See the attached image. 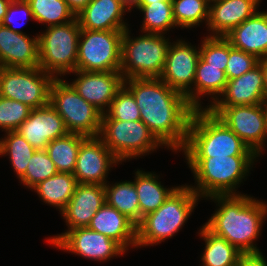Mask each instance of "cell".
Segmentation results:
<instances>
[{
	"label": "cell",
	"instance_id": "cell-40",
	"mask_svg": "<svg viewBox=\"0 0 267 266\" xmlns=\"http://www.w3.org/2000/svg\"><path fill=\"white\" fill-rule=\"evenodd\" d=\"M20 12L26 18L34 20L30 5L26 0H12L11 3L9 4L8 8H7V12H6L4 20L2 22V25L5 27H8L10 30H12L14 32L23 33L22 31H20L16 27H14V25H16V24H14V22H16V20H17L16 19L17 17H15V15L17 16L16 13L20 14Z\"/></svg>",
	"mask_w": 267,
	"mask_h": 266
},
{
	"label": "cell",
	"instance_id": "cell-46",
	"mask_svg": "<svg viewBox=\"0 0 267 266\" xmlns=\"http://www.w3.org/2000/svg\"><path fill=\"white\" fill-rule=\"evenodd\" d=\"M162 0H139L138 5H147L153 2H158Z\"/></svg>",
	"mask_w": 267,
	"mask_h": 266
},
{
	"label": "cell",
	"instance_id": "cell-45",
	"mask_svg": "<svg viewBox=\"0 0 267 266\" xmlns=\"http://www.w3.org/2000/svg\"><path fill=\"white\" fill-rule=\"evenodd\" d=\"M129 11L132 8H136L139 0H119ZM134 6V7H133Z\"/></svg>",
	"mask_w": 267,
	"mask_h": 266
},
{
	"label": "cell",
	"instance_id": "cell-17",
	"mask_svg": "<svg viewBox=\"0 0 267 266\" xmlns=\"http://www.w3.org/2000/svg\"><path fill=\"white\" fill-rule=\"evenodd\" d=\"M35 149H46L50 141L68 134L63 118L49 104L32 109L16 130Z\"/></svg>",
	"mask_w": 267,
	"mask_h": 266
},
{
	"label": "cell",
	"instance_id": "cell-15",
	"mask_svg": "<svg viewBox=\"0 0 267 266\" xmlns=\"http://www.w3.org/2000/svg\"><path fill=\"white\" fill-rule=\"evenodd\" d=\"M118 163L99 137H87L80 144L73 175L79 184L105 185L110 168Z\"/></svg>",
	"mask_w": 267,
	"mask_h": 266
},
{
	"label": "cell",
	"instance_id": "cell-47",
	"mask_svg": "<svg viewBox=\"0 0 267 266\" xmlns=\"http://www.w3.org/2000/svg\"><path fill=\"white\" fill-rule=\"evenodd\" d=\"M265 108H266V112H267V102H265Z\"/></svg>",
	"mask_w": 267,
	"mask_h": 266
},
{
	"label": "cell",
	"instance_id": "cell-30",
	"mask_svg": "<svg viewBox=\"0 0 267 266\" xmlns=\"http://www.w3.org/2000/svg\"><path fill=\"white\" fill-rule=\"evenodd\" d=\"M86 138L79 134L68 133L64 137L49 142L45 150L58 172H74L80 144Z\"/></svg>",
	"mask_w": 267,
	"mask_h": 266
},
{
	"label": "cell",
	"instance_id": "cell-25",
	"mask_svg": "<svg viewBox=\"0 0 267 266\" xmlns=\"http://www.w3.org/2000/svg\"><path fill=\"white\" fill-rule=\"evenodd\" d=\"M227 81L223 67L209 66L208 63L199 58L192 88V107L195 110L208 109L222 95ZM203 95H211L212 101L210 100L211 103L207 108H203L199 102Z\"/></svg>",
	"mask_w": 267,
	"mask_h": 266
},
{
	"label": "cell",
	"instance_id": "cell-29",
	"mask_svg": "<svg viewBox=\"0 0 267 266\" xmlns=\"http://www.w3.org/2000/svg\"><path fill=\"white\" fill-rule=\"evenodd\" d=\"M106 203L130 219L136 226L141 221L139 200L134 182L123 181L104 185Z\"/></svg>",
	"mask_w": 267,
	"mask_h": 266
},
{
	"label": "cell",
	"instance_id": "cell-19",
	"mask_svg": "<svg viewBox=\"0 0 267 266\" xmlns=\"http://www.w3.org/2000/svg\"><path fill=\"white\" fill-rule=\"evenodd\" d=\"M262 0H214L210 2L208 36L224 37L233 28L253 16Z\"/></svg>",
	"mask_w": 267,
	"mask_h": 266
},
{
	"label": "cell",
	"instance_id": "cell-34",
	"mask_svg": "<svg viewBox=\"0 0 267 266\" xmlns=\"http://www.w3.org/2000/svg\"><path fill=\"white\" fill-rule=\"evenodd\" d=\"M210 2L208 0H172L173 18L177 27L194 28L205 21L207 25Z\"/></svg>",
	"mask_w": 267,
	"mask_h": 266
},
{
	"label": "cell",
	"instance_id": "cell-24",
	"mask_svg": "<svg viewBox=\"0 0 267 266\" xmlns=\"http://www.w3.org/2000/svg\"><path fill=\"white\" fill-rule=\"evenodd\" d=\"M88 228L115 240L125 250L129 246L136 247V225L106 202L93 216Z\"/></svg>",
	"mask_w": 267,
	"mask_h": 266
},
{
	"label": "cell",
	"instance_id": "cell-8",
	"mask_svg": "<svg viewBox=\"0 0 267 266\" xmlns=\"http://www.w3.org/2000/svg\"><path fill=\"white\" fill-rule=\"evenodd\" d=\"M49 103L63 118L68 133L85 137L99 136L102 113L82 98L66 80H53Z\"/></svg>",
	"mask_w": 267,
	"mask_h": 266
},
{
	"label": "cell",
	"instance_id": "cell-38",
	"mask_svg": "<svg viewBox=\"0 0 267 266\" xmlns=\"http://www.w3.org/2000/svg\"><path fill=\"white\" fill-rule=\"evenodd\" d=\"M31 110L26 104L0 96V128L5 132L16 131Z\"/></svg>",
	"mask_w": 267,
	"mask_h": 266
},
{
	"label": "cell",
	"instance_id": "cell-26",
	"mask_svg": "<svg viewBox=\"0 0 267 266\" xmlns=\"http://www.w3.org/2000/svg\"><path fill=\"white\" fill-rule=\"evenodd\" d=\"M158 180V175L151 172L138 169L135 172L133 182L138 195L141 220L145 215L156 211L177 188H165Z\"/></svg>",
	"mask_w": 267,
	"mask_h": 266
},
{
	"label": "cell",
	"instance_id": "cell-6",
	"mask_svg": "<svg viewBox=\"0 0 267 266\" xmlns=\"http://www.w3.org/2000/svg\"><path fill=\"white\" fill-rule=\"evenodd\" d=\"M130 30H124L121 41L120 72L125 79L159 78L170 45L169 38L163 34L144 32V35L132 38Z\"/></svg>",
	"mask_w": 267,
	"mask_h": 266
},
{
	"label": "cell",
	"instance_id": "cell-2",
	"mask_svg": "<svg viewBox=\"0 0 267 266\" xmlns=\"http://www.w3.org/2000/svg\"><path fill=\"white\" fill-rule=\"evenodd\" d=\"M218 209L204 225L214 234L225 238L242 253H258L254 240L261 235L262 223L267 217V203L247 194L214 195Z\"/></svg>",
	"mask_w": 267,
	"mask_h": 266
},
{
	"label": "cell",
	"instance_id": "cell-10",
	"mask_svg": "<svg viewBox=\"0 0 267 266\" xmlns=\"http://www.w3.org/2000/svg\"><path fill=\"white\" fill-rule=\"evenodd\" d=\"M124 30H80L76 70L120 71Z\"/></svg>",
	"mask_w": 267,
	"mask_h": 266
},
{
	"label": "cell",
	"instance_id": "cell-7",
	"mask_svg": "<svg viewBox=\"0 0 267 266\" xmlns=\"http://www.w3.org/2000/svg\"><path fill=\"white\" fill-rule=\"evenodd\" d=\"M46 28L38 35L39 67L54 78L72 73L76 70L81 30L78 19Z\"/></svg>",
	"mask_w": 267,
	"mask_h": 266
},
{
	"label": "cell",
	"instance_id": "cell-18",
	"mask_svg": "<svg viewBox=\"0 0 267 266\" xmlns=\"http://www.w3.org/2000/svg\"><path fill=\"white\" fill-rule=\"evenodd\" d=\"M0 67H39V37L30 38L0 24Z\"/></svg>",
	"mask_w": 267,
	"mask_h": 266
},
{
	"label": "cell",
	"instance_id": "cell-13",
	"mask_svg": "<svg viewBox=\"0 0 267 266\" xmlns=\"http://www.w3.org/2000/svg\"><path fill=\"white\" fill-rule=\"evenodd\" d=\"M47 240L61 250L100 262H105L119 254L123 255L126 251L115 240L88 227L66 230Z\"/></svg>",
	"mask_w": 267,
	"mask_h": 266
},
{
	"label": "cell",
	"instance_id": "cell-43",
	"mask_svg": "<svg viewBox=\"0 0 267 266\" xmlns=\"http://www.w3.org/2000/svg\"><path fill=\"white\" fill-rule=\"evenodd\" d=\"M259 64L262 66L263 81H264V97H265V102H267V58L260 60Z\"/></svg>",
	"mask_w": 267,
	"mask_h": 266
},
{
	"label": "cell",
	"instance_id": "cell-11",
	"mask_svg": "<svg viewBox=\"0 0 267 266\" xmlns=\"http://www.w3.org/2000/svg\"><path fill=\"white\" fill-rule=\"evenodd\" d=\"M55 78L40 67H0V96L19 101L32 109L49 104Z\"/></svg>",
	"mask_w": 267,
	"mask_h": 266
},
{
	"label": "cell",
	"instance_id": "cell-32",
	"mask_svg": "<svg viewBox=\"0 0 267 266\" xmlns=\"http://www.w3.org/2000/svg\"><path fill=\"white\" fill-rule=\"evenodd\" d=\"M6 134V137L0 139V156L9 155L11 165L20 180L24 176L29 159L36 149L18 132L8 131Z\"/></svg>",
	"mask_w": 267,
	"mask_h": 266
},
{
	"label": "cell",
	"instance_id": "cell-12",
	"mask_svg": "<svg viewBox=\"0 0 267 266\" xmlns=\"http://www.w3.org/2000/svg\"><path fill=\"white\" fill-rule=\"evenodd\" d=\"M208 110L230 128L256 156L262 154L267 139L265 103L210 106Z\"/></svg>",
	"mask_w": 267,
	"mask_h": 266
},
{
	"label": "cell",
	"instance_id": "cell-9",
	"mask_svg": "<svg viewBox=\"0 0 267 266\" xmlns=\"http://www.w3.org/2000/svg\"><path fill=\"white\" fill-rule=\"evenodd\" d=\"M98 137L120 162L164 146L141 120H101Z\"/></svg>",
	"mask_w": 267,
	"mask_h": 266
},
{
	"label": "cell",
	"instance_id": "cell-20",
	"mask_svg": "<svg viewBox=\"0 0 267 266\" xmlns=\"http://www.w3.org/2000/svg\"><path fill=\"white\" fill-rule=\"evenodd\" d=\"M105 202L104 185L78 183L72 198L61 212L68 230L88 227L93 216Z\"/></svg>",
	"mask_w": 267,
	"mask_h": 266
},
{
	"label": "cell",
	"instance_id": "cell-37",
	"mask_svg": "<svg viewBox=\"0 0 267 266\" xmlns=\"http://www.w3.org/2000/svg\"><path fill=\"white\" fill-rule=\"evenodd\" d=\"M200 58L209 66L223 67L226 71L230 42L222 36H206L199 48Z\"/></svg>",
	"mask_w": 267,
	"mask_h": 266
},
{
	"label": "cell",
	"instance_id": "cell-31",
	"mask_svg": "<svg viewBox=\"0 0 267 266\" xmlns=\"http://www.w3.org/2000/svg\"><path fill=\"white\" fill-rule=\"evenodd\" d=\"M136 9L144 14L141 32L166 34L170 28H175L172 0H162L147 5H137Z\"/></svg>",
	"mask_w": 267,
	"mask_h": 266
},
{
	"label": "cell",
	"instance_id": "cell-21",
	"mask_svg": "<svg viewBox=\"0 0 267 266\" xmlns=\"http://www.w3.org/2000/svg\"><path fill=\"white\" fill-rule=\"evenodd\" d=\"M260 103H265V97L262 66L258 64L240 77L228 80L221 97L211 106H239Z\"/></svg>",
	"mask_w": 267,
	"mask_h": 266
},
{
	"label": "cell",
	"instance_id": "cell-28",
	"mask_svg": "<svg viewBox=\"0 0 267 266\" xmlns=\"http://www.w3.org/2000/svg\"><path fill=\"white\" fill-rule=\"evenodd\" d=\"M199 231V236L205 241L202 266H237L243 254L237 247L211 232L205 225Z\"/></svg>",
	"mask_w": 267,
	"mask_h": 266
},
{
	"label": "cell",
	"instance_id": "cell-35",
	"mask_svg": "<svg viewBox=\"0 0 267 266\" xmlns=\"http://www.w3.org/2000/svg\"><path fill=\"white\" fill-rule=\"evenodd\" d=\"M57 172L58 171L46 150L36 149L32 157L29 159L25 174L20 181L24 186L26 185L29 189H32L41 181L54 176Z\"/></svg>",
	"mask_w": 267,
	"mask_h": 266
},
{
	"label": "cell",
	"instance_id": "cell-33",
	"mask_svg": "<svg viewBox=\"0 0 267 266\" xmlns=\"http://www.w3.org/2000/svg\"><path fill=\"white\" fill-rule=\"evenodd\" d=\"M31 8L34 21L47 27L70 22L76 18L65 0H26Z\"/></svg>",
	"mask_w": 267,
	"mask_h": 266
},
{
	"label": "cell",
	"instance_id": "cell-23",
	"mask_svg": "<svg viewBox=\"0 0 267 266\" xmlns=\"http://www.w3.org/2000/svg\"><path fill=\"white\" fill-rule=\"evenodd\" d=\"M129 10L119 0H91L76 15L81 29L125 30L127 23L123 15Z\"/></svg>",
	"mask_w": 267,
	"mask_h": 266
},
{
	"label": "cell",
	"instance_id": "cell-39",
	"mask_svg": "<svg viewBox=\"0 0 267 266\" xmlns=\"http://www.w3.org/2000/svg\"><path fill=\"white\" fill-rule=\"evenodd\" d=\"M259 61L256 56L236 49L230 44L229 58L225 71L227 80L240 77L252 70L259 64Z\"/></svg>",
	"mask_w": 267,
	"mask_h": 266
},
{
	"label": "cell",
	"instance_id": "cell-16",
	"mask_svg": "<svg viewBox=\"0 0 267 266\" xmlns=\"http://www.w3.org/2000/svg\"><path fill=\"white\" fill-rule=\"evenodd\" d=\"M72 73L78 75V78L70 84L82 98L102 114L109 109L116 93L124 85V78L120 71L86 72L75 70Z\"/></svg>",
	"mask_w": 267,
	"mask_h": 266
},
{
	"label": "cell",
	"instance_id": "cell-5",
	"mask_svg": "<svg viewBox=\"0 0 267 266\" xmlns=\"http://www.w3.org/2000/svg\"><path fill=\"white\" fill-rule=\"evenodd\" d=\"M199 199L188 185L177 186L156 211L145 215L136 226V248L157 245L173 237L184 226Z\"/></svg>",
	"mask_w": 267,
	"mask_h": 266
},
{
	"label": "cell",
	"instance_id": "cell-36",
	"mask_svg": "<svg viewBox=\"0 0 267 266\" xmlns=\"http://www.w3.org/2000/svg\"><path fill=\"white\" fill-rule=\"evenodd\" d=\"M101 120L137 121L141 120L140 110L134 96L123 86L111 102Z\"/></svg>",
	"mask_w": 267,
	"mask_h": 266
},
{
	"label": "cell",
	"instance_id": "cell-41",
	"mask_svg": "<svg viewBox=\"0 0 267 266\" xmlns=\"http://www.w3.org/2000/svg\"><path fill=\"white\" fill-rule=\"evenodd\" d=\"M261 252L243 253L237 266H267V261Z\"/></svg>",
	"mask_w": 267,
	"mask_h": 266
},
{
	"label": "cell",
	"instance_id": "cell-44",
	"mask_svg": "<svg viewBox=\"0 0 267 266\" xmlns=\"http://www.w3.org/2000/svg\"><path fill=\"white\" fill-rule=\"evenodd\" d=\"M12 0H0V24H2L7 12V8Z\"/></svg>",
	"mask_w": 267,
	"mask_h": 266
},
{
	"label": "cell",
	"instance_id": "cell-3",
	"mask_svg": "<svg viewBox=\"0 0 267 266\" xmlns=\"http://www.w3.org/2000/svg\"><path fill=\"white\" fill-rule=\"evenodd\" d=\"M182 150L185 157L256 156L208 109L194 110Z\"/></svg>",
	"mask_w": 267,
	"mask_h": 266
},
{
	"label": "cell",
	"instance_id": "cell-1",
	"mask_svg": "<svg viewBox=\"0 0 267 266\" xmlns=\"http://www.w3.org/2000/svg\"><path fill=\"white\" fill-rule=\"evenodd\" d=\"M140 110L141 121L167 148L181 151L187 141L194 108L160 78H130L123 85Z\"/></svg>",
	"mask_w": 267,
	"mask_h": 266
},
{
	"label": "cell",
	"instance_id": "cell-42",
	"mask_svg": "<svg viewBox=\"0 0 267 266\" xmlns=\"http://www.w3.org/2000/svg\"><path fill=\"white\" fill-rule=\"evenodd\" d=\"M91 0H65L70 10L75 16L80 13Z\"/></svg>",
	"mask_w": 267,
	"mask_h": 266
},
{
	"label": "cell",
	"instance_id": "cell-14",
	"mask_svg": "<svg viewBox=\"0 0 267 266\" xmlns=\"http://www.w3.org/2000/svg\"><path fill=\"white\" fill-rule=\"evenodd\" d=\"M185 41L170 43L166 62L160 79L171 89L183 94L192 106V87L196 75V67L200 58V50Z\"/></svg>",
	"mask_w": 267,
	"mask_h": 266
},
{
	"label": "cell",
	"instance_id": "cell-22",
	"mask_svg": "<svg viewBox=\"0 0 267 266\" xmlns=\"http://www.w3.org/2000/svg\"><path fill=\"white\" fill-rule=\"evenodd\" d=\"M224 37L234 48L252 54L259 60L266 59L267 11H257Z\"/></svg>",
	"mask_w": 267,
	"mask_h": 266
},
{
	"label": "cell",
	"instance_id": "cell-4",
	"mask_svg": "<svg viewBox=\"0 0 267 266\" xmlns=\"http://www.w3.org/2000/svg\"><path fill=\"white\" fill-rule=\"evenodd\" d=\"M256 157H185L197 182L189 187L206 199L214 195H241L235 188L248 175Z\"/></svg>",
	"mask_w": 267,
	"mask_h": 266
},
{
	"label": "cell",
	"instance_id": "cell-27",
	"mask_svg": "<svg viewBox=\"0 0 267 266\" xmlns=\"http://www.w3.org/2000/svg\"><path fill=\"white\" fill-rule=\"evenodd\" d=\"M77 184L73 173L57 172L54 176L38 183L32 190L36 191L45 204L55 206L62 212L72 198Z\"/></svg>",
	"mask_w": 267,
	"mask_h": 266
}]
</instances>
